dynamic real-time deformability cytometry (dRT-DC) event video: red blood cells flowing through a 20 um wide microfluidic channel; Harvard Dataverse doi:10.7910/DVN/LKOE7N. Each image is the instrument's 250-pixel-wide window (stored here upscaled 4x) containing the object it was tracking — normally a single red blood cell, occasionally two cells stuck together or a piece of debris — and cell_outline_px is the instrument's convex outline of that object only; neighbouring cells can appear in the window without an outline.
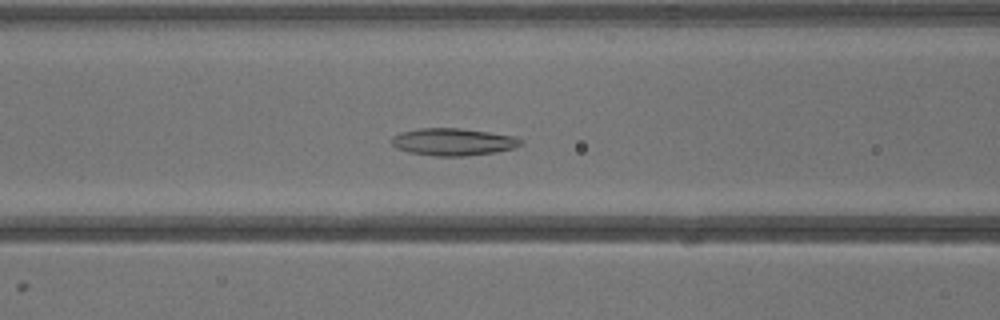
{"species": "common noctule bat (a hibernating species)", "species_latin": "Nyctalus noctula", "temperature_condition": "warm", "stored_images_in_passage": 40, "camera_frame_rate_fps": 3000, "um_per_image_px": 0.085, "animal": {"sex": "male", "body_mass_g": 13.3}, "frame": {"image": 1, "passage_image": 16, "time_ms": 5.0, "image_size_px": [1000, 320], "cell_outline_px": [[524, 144], [516, 148], [496, 152], [464, 156], [432, 156], [408, 152], [396, 148], [392, 144], [392, 136], [400, 132], [420, 128], [460, 128], [516, 136], [524, 140]], "centroid_in_image_um": [38.56, 12.06], "position_along_channel_um": 128.0, "area_um2": 20.81}}
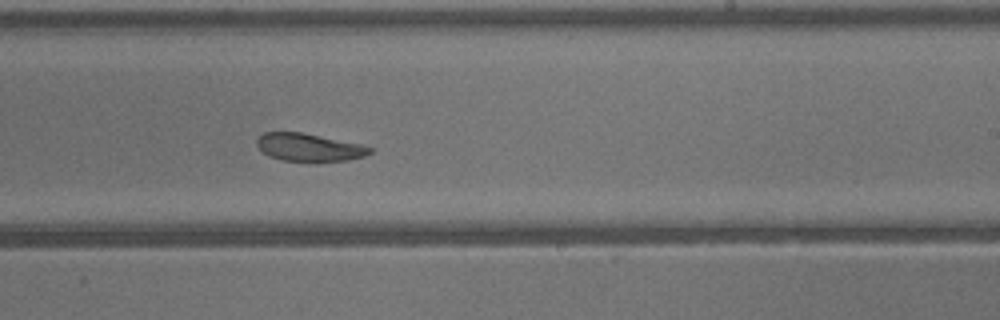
{"frame": {"image": 2, "passage_image": 24, "time_ms": 7.667, "image_size_px": [1000, 320], "cell_outline_px": [[372, 152], [364, 156], [348, 160], [280, 160], [268, 156], [256, 144], [256, 140], [264, 132], [300, 132], [360, 144], [372, 148]], "centroid_in_image_um": [26.24, 12.51], "position_along_channel_um": 262.8, "area_um2": 17.8}}
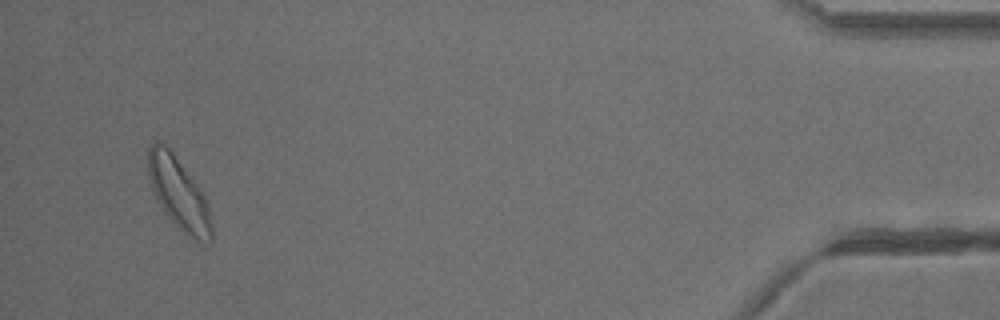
{"frame": {"image": 3, "passage_image": 38, "time_ms": 12.333, "image_size_px": [1000, 320], "cell_outline_px": [[212, 240], [208, 244], [196, 240], [188, 236], [168, 216], [152, 192], [148, 176], [148, 148], [156, 140], [164, 144], [172, 152], [196, 184], [204, 196], [208, 204], [212, 224]], "centroid_in_image_um": [15.19, 16.46], "position_along_channel_um": 420.0, "area_um2": 26.13}}